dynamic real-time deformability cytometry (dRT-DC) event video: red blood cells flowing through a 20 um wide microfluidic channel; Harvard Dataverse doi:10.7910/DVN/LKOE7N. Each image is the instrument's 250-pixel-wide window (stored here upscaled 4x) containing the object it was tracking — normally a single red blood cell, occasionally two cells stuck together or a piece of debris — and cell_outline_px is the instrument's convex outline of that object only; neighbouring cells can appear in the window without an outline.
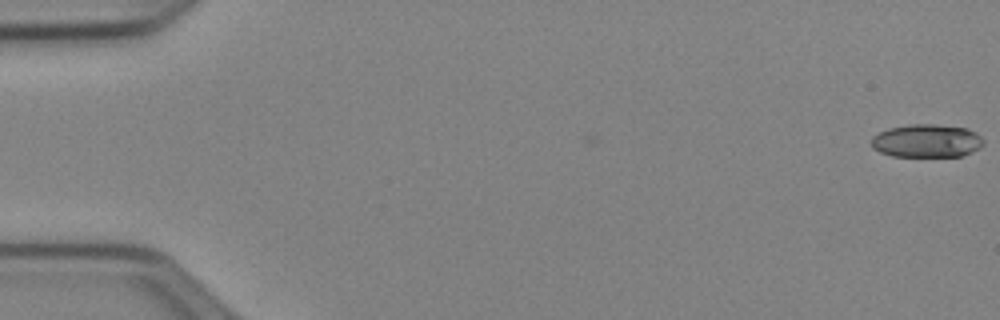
{"species": "Egyptian fruit bat (a non-hibernating species)", "species_latin": "Rousettus aegyptiacus", "temperature_condition": "cold", "stored_images_in_passage": 53, "camera_frame_rate_fps": 3000, "um_per_image_px": 0.085, "animal": {"sex": "female"}, "frame": {"image": 1, "passage_image": 1, "time_ms": 0.0, "image_size_px": [1000, 320], "cell_outline_px": [[984, 144], [980, 148], [972, 152], [960, 156], [892, 156], [880, 152], [872, 148], [872, 136], [880, 132], [892, 128], [912, 124], [932, 124], [968, 128], [976, 132], [984, 140]], "centroid_in_image_um": [78.81, 11.97], "position_along_channel_um": 6.2, "area_um2": 21.62}}
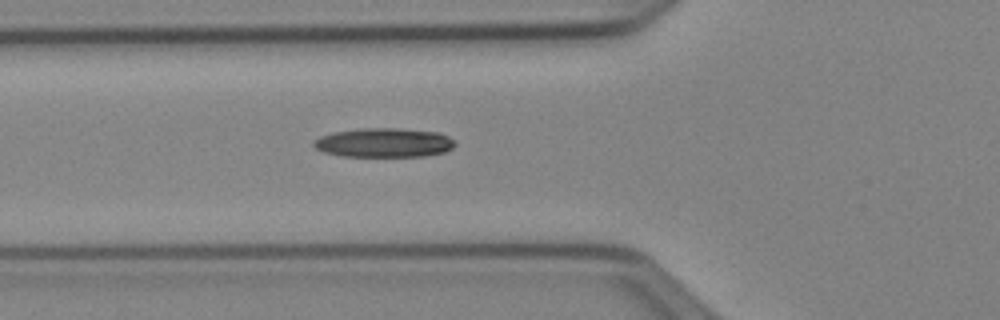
{"frame": {"image": 2, "passage_image": 20, "time_ms": 6.333, "image_size_px": [1000, 320], "cell_outline_px": [[456, 144], [452, 148], [444, 152], [424, 156], [340, 156], [324, 152], [316, 148], [312, 144], [312, 140], [320, 136], [336, 132], [360, 128], [396, 128], [440, 132], [448, 136]], "centroid_in_image_um": [32.62, 12.12], "position_along_channel_um": 93.2, "area_um2": 24.04}}
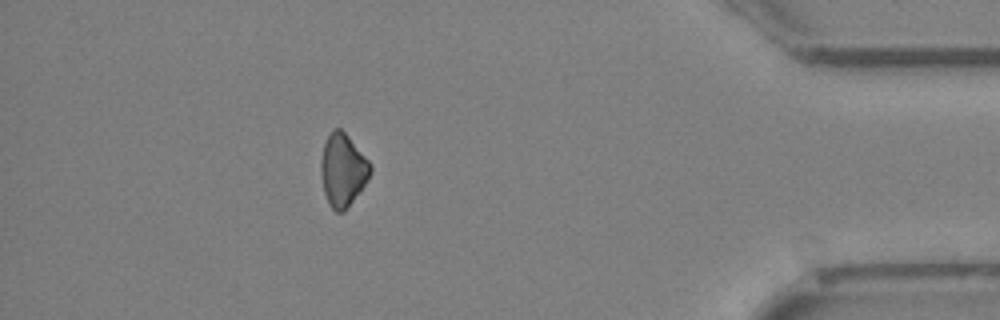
{"frame": {"image": 3, "passage_image": 47, "time_ms": 15.333, "image_size_px": [1000, 320], "cell_outline_px": [[372, 172], [364, 184], [344, 212], [336, 212], [328, 204], [324, 192], [320, 172], [320, 164], [324, 144], [332, 128], [340, 128], [348, 136], [372, 164]], "centroid_in_image_um": [29.13, 14.45], "position_along_channel_um": 406.1, "area_um2": 20.81}, "authors_computed_cell_mechanics": {"area_um2": 21.675, "velocity_mm_per_s": 3.9684, "shape_relaxation_time_tau1_ms": 8.594, "shape_relaxation_time_tau2_ms": null, "deformation_change_tau1": 0.1262, "deformation_change_tau2": null}}